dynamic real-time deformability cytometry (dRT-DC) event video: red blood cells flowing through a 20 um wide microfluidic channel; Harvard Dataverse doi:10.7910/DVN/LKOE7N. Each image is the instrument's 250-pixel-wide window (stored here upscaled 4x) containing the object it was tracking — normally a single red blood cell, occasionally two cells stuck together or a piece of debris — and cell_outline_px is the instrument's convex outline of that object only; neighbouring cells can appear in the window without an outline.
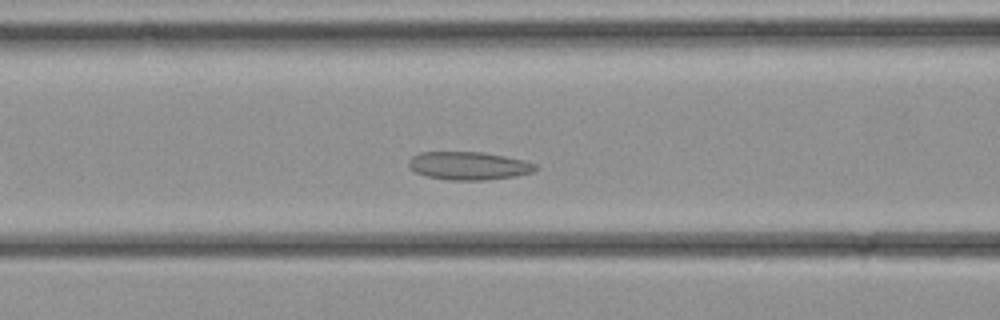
{"species": "common noctule bat (a hibernating species)", "species_latin": "Nyctalus noctula", "temperature_condition": "cold", "stored_images_in_passage": 27, "camera_frame_rate_fps": 3000, "um_per_image_px": 0.085, "animal": {"sex": "female", "body_mass_g": 21.9}, "frame": {"image": 1, "passage_image": 8, "time_ms": 2.333, "image_size_px": [1000, 320], "cell_outline_px": [[540, 168], [532, 172], [516, 176], [484, 180], [448, 180], [428, 176], [416, 172], [408, 168], [408, 160], [412, 156], [420, 152], [484, 152], [524, 160], [536, 164]], "centroid_in_image_um": [39.84, 14.09], "position_along_channel_um": 126.8, "area_um2": 20.87}}
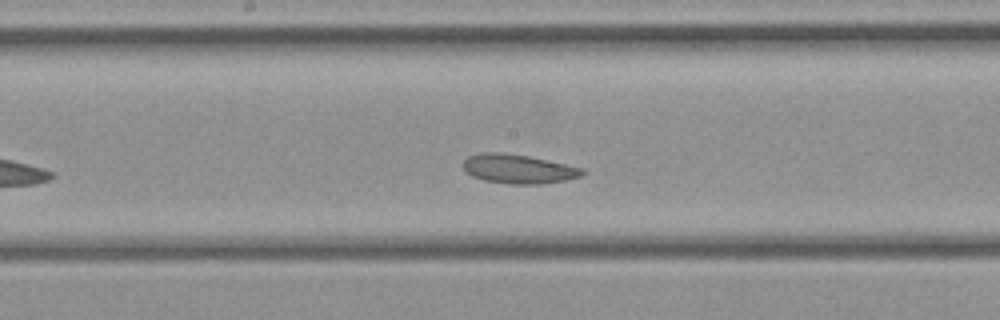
{"frame": {"image": 2, "passage_image": 12, "time_ms": 3.667, "image_size_px": [1000, 320], "cell_outline_px": [[584, 172], [580, 176], [564, 180], [540, 184], [512, 184], [484, 180], [472, 176], [464, 168], [464, 160], [468, 156], [480, 152], [500, 152], [528, 156], [584, 168]], "centroid_in_image_um": [44.04, 14.35], "position_along_channel_um": 204.2, "area_um2": 20.0}}
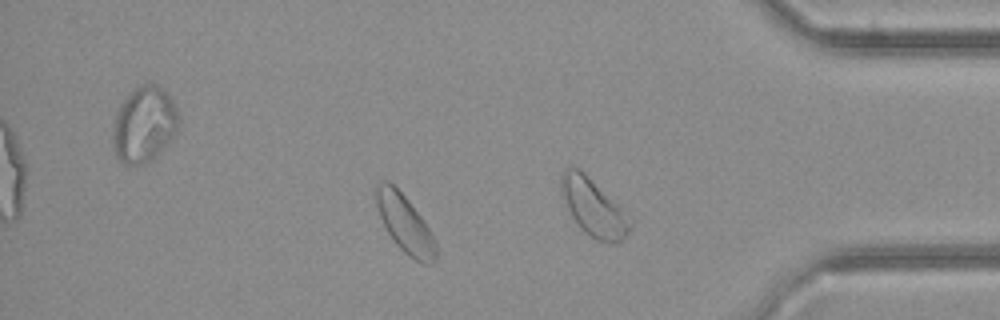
{"frame": {"image": 3, "passage_image": 22, "time_ms": 7.0, "image_size_px": [1000, 320], "cell_outline_px": [[436, 260], [432, 264], [428, 264], [416, 260], [408, 256], [392, 240], [380, 216], [376, 204], [376, 184], [380, 180], [388, 180], [408, 200], [432, 232], [436, 240]], "centroid_in_image_um": [34.43, 19.03], "position_along_channel_um": 400.8, "area_um2": 19.94}}